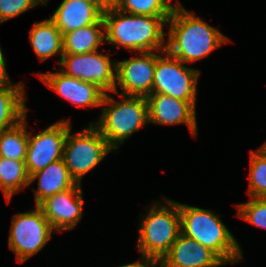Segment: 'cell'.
Returning <instances> with one entry per match:
<instances>
[{
  "label": "cell",
  "instance_id": "1",
  "mask_svg": "<svg viewBox=\"0 0 266 267\" xmlns=\"http://www.w3.org/2000/svg\"><path fill=\"white\" fill-rule=\"evenodd\" d=\"M195 15L179 3L174 7L167 21V27L170 29L166 51L183 63L202 59L230 41L217 28Z\"/></svg>",
  "mask_w": 266,
  "mask_h": 267
},
{
  "label": "cell",
  "instance_id": "2",
  "mask_svg": "<svg viewBox=\"0 0 266 267\" xmlns=\"http://www.w3.org/2000/svg\"><path fill=\"white\" fill-rule=\"evenodd\" d=\"M105 42L131 51L166 50L164 25L169 17L128 14L119 9L103 12Z\"/></svg>",
  "mask_w": 266,
  "mask_h": 267
},
{
  "label": "cell",
  "instance_id": "3",
  "mask_svg": "<svg viewBox=\"0 0 266 267\" xmlns=\"http://www.w3.org/2000/svg\"><path fill=\"white\" fill-rule=\"evenodd\" d=\"M181 233L213 251L225 264L242 260L239 243L212 211L178 203Z\"/></svg>",
  "mask_w": 266,
  "mask_h": 267
},
{
  "label": "cell",
  "instance_id": "4",
  "mask_svg": "<svg viewBox=\"0 0 266 267\" xmlns=\"http://www.w3.org/2000/svg\"><path fill=\"white\" fill-rule=\"evenodd\" d=\"M165 201L168 206L155 202L143 216L137 243L142 258L160 261L181 233L178 202L166 197Z\"/></svg>",
  "mask_w": 266,
  "mask_h": 267
},
{
  "label": "cell",
  "instance_id": "5",
  "mask_svg": "<svg viewBox=\"0 0 266 267\" xmlns=\"http://www.w3.org/2000/svg\"><path fill=\"white\" fill-rule=\"evenodd\" d=\"M122 102L114 100L105 93L102 104L104 107L99 122L92 123L114 150L123 144L124 140L139 130L148 122V103L146 97L126 96Z\"/></svg>",
  "mask_w": 266,
  "mask_h": 267
},
{
  "label": "cell",
  "instance_id": "6",
  "mask_svg": "<svg viewBox=\"0 0 266 267\" xmlns=\"http://www.w3.org/2000/svg\"><path fill=\"white\" fill-rule=\"evenodd\" d=\"M68 130L64 148L63 160L70 176L80 183L82 177L101 162L111 150L106 139L99 130L90 123L89 128L72 134Z\"/></svg>",
  "mask_w": 266,
  "mask_h": 267
},
{
  "label": "cell",
  "instance_id": "7",
  "mask_svg": "<svg viewBox=\"0 0 266 267\" xmlns=\"http://www.w3.org/2000/svg\"><path fill=\"white\" fill-rule=\"evenodd\" d=\"M157 55L152 93H162L189 102L195 108L197 81L200 71L183 66V62L171 56Z\"/></svg>",
  "mask_w": 266,
  "mask_h": 267
},
{
  "label": "cell",
  "instance_id": "8",
  "mask_svg": "<svg viewBox=\"0 0 266 267\" xmlns=\"http://www.w3.org/2000/svg\"><path fill=\"white\" fill-rule=\"evenodd\" d=\"M52 231V226L38 206L30 212L17 213L10 228L9 248L16 253L17 261L23 263L46 245Z\"/></svg>",
  "mask_w": 266,
  "mask_h": 267
},
{
  "label": "cell",
  "instance_id": "9",
  "mask_svg": "<svg viewBox=\"0 0 266 267\" xmlns=\"http://www.w3.org/2000/svg\"><path fill=\"white\" fill-rule=\"evenodd\" d=\"M60 71L81 81L96 84L105 93L116 92V62L97 51L84 54H63Z\"/></svg>",
  "mask_w": 266,
  "mask_h": 267
},
{
  "label": "cell",
  "instance_id": "10",
  "mask_svg": "<svg viewBox=\"0 0 266 267\" xmlns=\"http://www.w3.org/2000/svg\"><path fill=\"white\" fill-rule=\"evenodd\" d=\"M70 127L69 120H62L34 136L28 132L25 166L29 176L63 158L64 142Z\"/></svg>",
  "mask_w": 266,
  "mask_h": 267
},
{
  "label": "cell",
  "instance_id": "11",
  "mask_svg": "<svg viewBox=\"0 0 266 267\" xmlns=\"http://www.w3.org/2000/svg\"><path fill=\"white\" fill-rule=\"evenodd\" d=\"M140 57L116 62V83L121 95L147 97L152 94L156 53L140 52Z\"/></svg>",
  "mask_w": 266,
  "mask_h": 267
},
{
  "label": "cell",
  "instance_id": "12",
  "mask_svg": "<svg viewBox=\"0 0 266 267\" xmlns=\"http://www.w3.org/2000/svg\"><path fill=\"white\" fill-rule=\"evenodd\" d=\"M38 207L54 231L74 228L82 217L83 197L81 183L46 198Z\"/></svg>",
  "mask_w": 266,
  "mask_h": 267
},
{
  "label": "cell",
  "instance_id": "13",
  "mask_svg": "<svg viewBox=\"0 0 266 267\" xmlns=\"http://www.w3.org/2000/svg\"><path fill=\"white\" fill-rule=\"evenodd\" d=\"M39 78L77 107H100L102 104L105 92L94 83L67 76L60 70L55 73H41Z\"/></svg>",
  "mask_w": 266,
  "mask_h": 267
},
{
  "label": "cell",
  "instance_id": "14",
  "mask_svg": "<svg viewBox=\"0 0 266 267\" xmlns=\"http://www.w3.org/2000/svg\"><path fill=\"white\" fill-rule=\"evenodd\" d=\"M146 100L149 123L187 124L192 135H197L196 111L189 102L162 93H152Z\"/></svg>",
  "mask_w": 266,
  "mask_h": 267
},
{
  "label": "cell",
  "instance_id": "15",
  "mask_svg": "<svg viewBox=\"0 0 266 267\" xmlns=\"http://www.w3.org/2000/svg\"><path fill=\"white\" fill-rule=\"evenodd\" d=\"M159 262L161 267H219L226 265L209 248L182 233Z\"/></svg>",
  "mask_w": 266,
  "mask_h": 267
},
{
  "label": "cell",
  "instance_id": "16",
  "mask_svg": "<svg viewBox=\"0 0 266 267\" xmlns=\"http://www.w3.org/2000/svg\"><path fill=\"white\" fill-rule=\"evenodd\" d=\"M103 13L89 0H63L49 18L61 34L97 23Z\"/></svg>",
  "mask_w": 266,
  "mask_h": 267
},
{
  "label": "cell",
  "instance_id": "17",
  "mask_svg": "<svg viewBox=\"0 0 266 267\" xmlns=\"http://www.w3.org/2000/svg\"><path fill=\"white\" fill-rule=\"evenodd\" d=\"M29 178L30 184L36 180V178H39L38 189L34 190L36 206L46 198L70 189L76 184V181L70 176L63 159L32 173Z\"/></svg>",
  "mask_w": 266,
  "mask_h": 267
},
{
  "label": "cell",
  "instance_id": "18",
  "mask_svg": "<svg viewBox=\"0 0 266 267\" xmlns=\"http://www.w3.org/2000/svg\"><path fill=\"white\" fill-rule=\"evenodd\" d=\"M34 23L29 37L35 54L41 61H44L59 53L61 60L63 56V35L61 31L50 19Z\"/></svg>",
  "mask_w": 266,
  "mask_h": 267
},
{
  "label": "cell",
  "instance_id": "19",
  "mask_svg": "<svg viewBox=\"0 0 266 267\" xmlns=\"http://www.w3.org/2000/svg\"><path fill=\"white\" fill-rule=\"evenodd\" d=\"M23 84L0 86V131L16 126L27 114Z\"/></svg>",
  "mask_w": 266,
  "mask_h": 267
},
{
  "label": "cell",
  "instance_id": "20",
  "mask_svg": "<svg viewBox=\"0 0 266 267\" xmlns=\"http://www.w3.org/2000/svg\"><path fill=\"white\" fill-rule=\"evenodd\" d=\"M104 22L73 30L63 35V54H84L97 51L105 41Z\"/></svg>",
  "mask_w": 266,
  "mask_h": 267
},
{
  "label": "cell",
  "instance_id": "21",
  "mask_svg": "<svg viewBox=\"0 0 266 267\" xmlns=\"http://www.w3.org/2000/svg\"><path fill=\"white\" fill-rule=\"evenodd\" d=\"M30 185L25 161L0 157V188L9 203L11 197L20 189Z\"/></svg>",
  "mask_w": 266,
  "mask_h": 267
},
{
  "label": "cell",
  "instance_id": "22",
  "mask_svg": "<svg viewBox=\"0 0 266 267\" xmlns=\"http://www.w3.org/2000/svg\"><path fill=\"white\" fill-rule=\"evenodd\" d=\"M26 117L16 126L0 131V157L25 161L28 147Z\"/></svg>",
  "mask_w": 266,
  "mask_h": 267
},
{
  "label": "cell",
  "instance_id": "23",
  "mask_svg": "<svg viewBox=\"0 0 266 267\" xmlns=\"http://www.w3.org/2000/svg\"><path fill=\"white\" fill-rule=\"evenodd\" d=\"M174 7L170 0H119L117 9L135 15L170 17Z\"/></svg>",
  "mask_w": 266,
  "mask_h": 267
},
{
  "label": "cell",
  "instance_id": "24",
  "mask_svg": "<svg viewBox=\"0 0 266 267\" xmlns=\"http://www.w3.org/2000/svg\"><path fill=\"white\" fill-rule=\"evenodd\" d=\"M248 194L250 197L266 198V150L261 146L250 153Z\"/></svg>",
  "mask_w": 266,
  "mask_h": 267
},
{
  "label": "cell",
  "instance_id": "25",
  "mask_svg": "<svg viewBox=\"0 0 266 267\" xmlns=\"http://www.w3.org/2000/svg\"><path fill=\"white\" fill-rule=\"evenodd\" d=\"M237 208L241 219L266 229V198L250 197V201L237 205Z\"/></svg>",
  "mask_w": 266,
  "mask_h": 267
},
{
  "label": "cell",
  "instance_id": "26",
  "mask_svg": "<svg viewBox=\"0 0 266 267\" xmlns=\"http://www.w3.org/2000/svg\"><path fill=\"white\" fill-rule=\"evenodd\" d=\"M37 5L35 0H0V24Z\"/></svg>",
  "mask_w": 266,
  "mask_h": 267
},
{
  "label": "cell",
  "instance_id": "27",
  "mask_svg": "<svg viewBox=\"0 0 266 267\" xmlns=\"http://www.w3.org/2000/svg\"><path fill=\"white\" fill-rule=\"evenodd\" d=\"M93 3L102 13L116 9L119 3V0H89Z\"/></svg>",
  "mask_w": 266,
  "mask_h": 267
},
{
  "label": "cell",
  "instance_id": "28",
  "mask_svg": "<svg viewBox=\"0 0 266 267\" xmlns=\"http://www.w3.org/2000/svg\"><path fill=\"white\" fill-rule=\"evenodd\" d=\"M6 58H4L2 49L0 46V86L11 85V80L6 71Z\"/></svg>",
  "mask_w": 266,
  "mask_h": 267
},
{
  "label": "cell",
  "instance_id": "29",
  "mask_svg": "<svg viewBox=\"0 0 266 267\" xmlns=\"http://www.w3.org/2000/svg\"><path fill=\"white\" fill-rule=\"evenodd\" d=\"M158 264L159 267H161L159 261L149 258H143V263L137 261L136 263L126 264L119 267H158Z\"/></svg>",
  "mask_w": 266,
  "mask_h": 267
},
{
  "label": "cell",
  "instance_id": "30",
  "mask_svg": "<svg viewBox=\"0 0 266 267\" xmlns=\"http://www.w3.org/2000/svg\"><path fill=\"white\" fill-rule=\"evenodd\" d=\"M49 0H35V2L40 5L43 4L44 6H46L48 4Z\"/></svg>",
  "mask_w": 266,
  "mask_h": 267
},
{
  "label": "cell",
  "instance_id": "31",
  "mask_svg": "<svg viewBox=\"0 0 266 267\" xmlns=\"http://www.w3.org/2000/svg\"><path fill=\"white\" fill-rule=\"evenodd\" d=\"M262 147L266 150V142L262 145Z\"/></svg>",
  "mask_w": 266,
  "mask_h": 267
}]
</instances>
